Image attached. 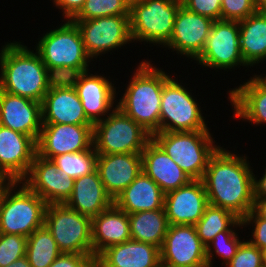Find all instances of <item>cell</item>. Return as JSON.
Wrapping results in <instances>:
<instances>
[{"mask_svg":"<svg viewBox=\"0 0 266 267\" xmlns=\"http://www.w3.org/2000/svg\"><path fill=\"white\" fill-rule=\"evenodd\" d=\"M221 145L212 154L202 182L210 205L224 208L243 219L253 208V167L246 154Z\"/></svg>","mask_w":266,"mask_h":267,"instance_id":"obj_1","label":"cell"},{"mask_svg":"<svg viewBox=\"0 0 266 267\" xmlns=\"http://www.w3.org/2000/svg\"><path fill=\"white\" fill-rule=\"evenodd\" d=\"M56 78L39 54L20 41L0 49V90L42 103Z\"/></svg>","mask_w":266,"mask_h":267,"instance_id":"obj_2","label":"cell"},{"mask_svg":"<svg viewBox=\"0 0 266 267\" xmlns=\"http://www.w3.org/2000/svg\"><path fill=\"white\" fill-rule=\"evenodd\" d=\"M152 62L144 59L138 63L127 86L124 85V93L117 99V107L151 136L160 132L161 94L171 77Z\"/></svg>","mask_w":266,"mask_h":267,"instance_id":"obj_3","label":"cell"},{"mask_svg":"<svg viewBox=\"0 0 266 267\" xmlns=\"http://www.w3.org/2000/svg\"><path fill=\"white\" fill-rule=\"evenodd\" d=\"M56 27L43 33L34 48L49 72L56 79H67L90 70L89 65L92 66L93 60L86 52L76 23L62 20Z\"/></svg>","mask_w":266,"mask_h":267,"instance_id":"obj_4","label":"cell"},{"mask_svg":"<svg viewBox=\"0 0 266 267\" xmlns=\"http://www.w3.org/2000/svg\"><path fill=\"white\" fill-rule=\"evenodd\" d=\"M152 138L192 180L202 179L210 157L220 146L209 130L157 132Z\"/></svg>","mask_w":266,"mask_h":267,"instance_id":"obj_5","label":"cell"},{"mask_svg":"<svg viewBox=\"0 0 266 267\" xmlns=\"http://www.w3.org/2000/svg\"><path fill=\"white\" fill-rule=\"evenodd\" d=\"M181 5L176 0H131L129 19L134 44L144 41V46L146 42L163 48L171 38Z\"/></svg>","mask_w":266,"mask_h":267,"instance_id":"obj_6","label":"cell"},{"mask_svg":"<svg viewBox=\"0 0 266 267\" xmlns=\"http://www.w3.org/2000/svg\"><path fill=\"white\" fill-rule=\"evenodd\" d=\"M185 85L189 84H184L178 78L174 79L172 75L164 83L161 94L160 132L211 130L197 98Z\"/></svg>","mask_w":266,"mask_h":267,"instance_id":"obj_7","label":"cell"},{"mask_svg":"<svg viewBox=\"0 0 266 267\" xmlns=\"http://www.w3.org/2000/svg\"><path fill=\"white\" fill-rule=\"evenodd\" d=\"M47 203L16 181L5 193L0 207V233L29 237L44 226Z\"/></svg>","mask_w":266,"mask_h":267,"instance_id":"obj_8","label":"cell"},{"mask_svg":"<svg viewBox=\"0 0 266 267\" xmlns=\"http://www.w3.org/2000/svg\"><path fill=\"white\" fill-rule=\"evenodd\" d=\"M151 138L118 107L93 125V147L97 154L142 153Z\"/></svg>","mask_w":266,"mask_h":267,"instance_id":"obj_9","label":"cell"},{"mask_svg":"<svg viewBox=\"0 0 266 267\" xmlns=\"http://www.w3.org/2000/svg\"><path fill=\"white\" fill-rule=\"evenodd\" d=\"M44 226L62 253L93 255L92 218L65 204H47Z\"/></svg>","mask_w":266,"mask_h":267,"instance_id":"obj_10","label":"cell"},{"mask_svg":"<svg viewBox=\"0 0 266 267\" xmlns=\"http://www.w3.org/2000/svg\"><path fill=\"white\" fill-rule=\"evenodd\" d=\"M72 21L78 26L86 52L93 62L108 52L112 54L133 43L129 15Z\"/></svg>","mask_w":266,"mask_h":267,"instance_id":"obj_11","label":"cell"},{"mask_svg":"<svg viewBox=\"0 0 266 267\" xmlns=\"http://www.w3.org/2000/svg\"><path fill=\"white\" fill-rule=\"evenodd\" d=\"M194 61L200 67L211 68L215 72L219 69L224 72L235 70V67L241 66L250 68L240 51L239 22L214 21L203 51Z\"/></svg>","mask_w":266,"mask_h":267,"instance_id":"obj_12","label":"cell"},{"mask_svg":"<svg viewBox=\"0 0 266 267\" xmlns=\"http://www.w3.org/2000/svg\"><path fill=\"white\" fill-rule=\"evenodd\" d=\"M90 71L72 75L67 80L75 88L87 118L95 124L117 107L116 98L121 91H116L119 87L114 86L110 76Z\"/></svg>","mask_w":266,"mask_h":267,"instance_id":"obj_13","label":"cell"},{"mask_svg":"<svg viewBox=\"0 0 266 267\" xmlns=\"http://www.w3.org/2000/svg\"><path fill=\"white\" fill-rule=\"evenodd\" d=\"M160 262L168 267H197L207 264L206 246L194 225H169L160 248Z\"/></svg>","mask_w":266,"mask_h":267,"instance_id":"obj_14","label":"cell"},{"mask_svg":"<svg viewBox=\"0 0 266 267\" xmlns=\"http://www.w3.org/2000/svg\"><path fill=\"white\" fill-rule=\"evenodd\" d=\"M36 145L37 155L48 160L88 150L93 147V125L42 123Z\"/></svg>","mask_w":266,"mask_h":267,"instance_id":"obj_15","label":"cell"},{"mask_svg":"<svg viewBox=\"0 0 266 267\" xmlns=\"http://www.w3.org/2000/svg\"><path fill=\"white\" fill-rule=\"evenodd\" d=\"M214 20L189 11L181 5L175 17L173 32L164 46L177 55L195 60L203 51Z\"/></svg>","mask_w":266,"mask_h":267,"instance_id":"obj_16","label":"cell"},{"mask_svg":"<svg viewBox=\"0 0 266 267\" xmlns=\"http://www.w3.org/2000/svg\"><path fill=\"white\" fill-rule=\"evenodd\" d=\"M21 182L47 204H65L70 198L74 179L58 170L52 160L35 155L28 174Z\"/></svg>","mask_w":266,"mask_h":267,"instance_id":"obj_17","label":"cell"},{"mask_svg":"<svg viewBox=\"0 0 266 267\" xmlns=\"http://www.w3.org/2000/svg\"><path fill=\"white\" fill-rule=\"evenodd\" d=\"M42 123L94 125L67 79H56L41 103Z\"/></svg>","mask_w":266,"mask_h":267,"instance_id":"obj_18","label":"cell"},{"mask_svg":"<svg viewBox=\"0 0 266 267\" xmlns=\"http://www.w3.org/2000/svg\"><path fill=\"white\" fill-rule=\"evenodd\" d=\"M37 154L36 141L25 134L0 125V174L21 181Z\"/></svg>","mask_w":266,"mask_h":267,"instance_id":"obj_19","label":"cell"},{"mask_svg":"<svg viewBox=\"0 0 266 267\" xmlns=\"http://www.w3.org/2000/svg\"><path fill=\"white\" fill-rule=\"evenodd\" d=\"M208 205L202 180H191L187 185L164 195V209L169 225H195Z\"/></svg>","mask_w":266,"mask_h":267,"instance_id":"obj_20","label":"cell"},{"mask_svg":"<svg viewBox=\"0 0 266 267\" xmlns=\"http://www.w3.org/2000/svg\"><path fill=\"white\" fill-rule=\"evenodd\" d=\"M0 125L37 142L42 128L41 103L0 90Z\"/></svg>","mask_w":266,"mask_h":267,"instance_id":"obj_21","label":"cell"},{"mask_svg":"<svg viewBox=\"0 0 266 267\" xmlns=\"http://www.w3.org/2000/svg\"><path fill=\"white\" fill-rule=\"evenodd\" d=\"M96 170L105 191L113 199L142 171L141 153L98 154Z\"/></svg>","mask_w":266,"mask_h":267,"instance_id":"obj_22","label":"cell"},{"mask_svg":"<svg viewBox=\"0 0 266 267\" xmlns=\"http://www.w3.org/2000/svg\"><path fill=\"white\" fill-rule=\"evenodd\" d=\"M141 155L142 171L154 180L164 193L187 185L192 180L153 138L147 142Z\"/></svg>","mask_w":266,"mask_h":267,"instance_id":"obj_23","label":"cell"},{"mask_svg":"<svg viewBox=\"0 0 266 267\" xmlns=\"http://www.w3.org/2000/svg\"><path fill=\"white\" fill-rule=\"evenodd\" d=\"M160 248L136 240L105 249L95 260L96 267H158Z\"/></svg>","mask_w":266,"mask_h":267,"instance_id":"obj_24","label":"cell"},{"mask_svg":"<svg viewBox=\"0 0 266 267\" xmlns=\"http://www.w3.org/2000/svg\"><path fill=\"white\" fill-rule=\"evenodd\" d=\"M130 239L128 214L114 203L92 218V247L95 259L108 247Z\"/></svg>","mask_w":266,"mask_h":267,"instance_id":"obj_25","label":"cell"},{"mask_svg":"<svg viewBox=\"0 0 266 267\" xmlns=\"http://www.w3.org/2000/svg\"><path fill=\"white\" fill-rule=\"evenodd\" d=\"M231 89V90H230ZM227 91L228 101L233 107V118L257 126L266 124V88L253 76ZM263 124V125H262ZM262 125V126H261Z\"/></svg>","mask_w":266,"mask_h":267,"instance_id":"obj_26","label":"cell"},{"mask_svg":"<svg viewBox=\"0 0 266 267\" xmlns=\"http://www.w3.org/2000/svg\"><path fill=\"white\" fill-rule=\"evenodd\" d=\"M113 204L105 191L98 171L74 180L73 191L65 205L90 218L97 216Z\"/></svg>","mask_w":266,"mask_h":267,"instance_id":"obj_27","label":"cell"},{"mask_svg":"<svg viewBox=\"0 0 266 267\" xmlns=\"http://www.w3.org/2000/svg\"><path fill=\"white\" fill-rule=\"evenodd\" d=\"M164 195L159 185L141 171L113 203L127 214L158 210L164 209Z\"/></svg>","mask_w":266,"mask_h":267,"instance_id":"obj_28","label":"cell"},{"mask_svg":"<svg viewBox=\"0 0 266 267\" xmlns=\"http://www.w3.org/2000/svg\"><path fill=\"white\" fill-rule=\"evenodd\" d=\"M239 38L241 55L250 68L266 61V11L240 21Z\"/></svg>","mask_w":266,"mask_h":267,"instance_id":"obj_29","label":"cell"},{"mask_svg":"<svg viewBox=\"0 0 266 267\" xmlns=\"http://www.w3.org/2000/svg\"><path fill=\"white\" fill-rule=\"evenodd\" d=\"M131 239L161 248L169 227L165 209L128 214Z\"/></svg>","mask_w":266,"mask_h":267,"instance_id":"obj_30","label":"cell"},{"mask_svg":"<svg viewBox=\"0 0 266 267\" xmlns=\"http://www.w3.org/2000/svg\"><path fill=\"white\" fill-rule=\"evenodd\" d=\"M201 242L207 246L222 231H238L242 228V220L232 212L213 205H208L200 220L194 225ZM240 229H239V228Z\"/></svg>","mask_w":266,"mask_h":267,"instance_id":"obj_31","label":"cell"},{"mask_svg":"<svg viewBox=\"0 0 266 267\" xmlns=\"http://www.w3.org/2000/svg\"><path fill=\"white\" fill-rule=\"evenodd\" d=\"M61 253L45 226L27 237L25 256L31 267H49Z\"/></svg>","mask_w":266,"mask_h":267,"instance_id":"obj_32","label":"cell"},{"mask_svg":"<svg viewBox=\"0 0 266 267\" xmlns=\"http://www.w3.org/2000/svg\"><path fill=\"white\" fill-rule=\"evenodd\" d=\"M97 152L94 147L74 153H65L51 160L58 170L64 171L74 180L96 170Z\"/></svg>","mask_w":266,"mask_h":267,"instance_id":"obj_33","label":"cell"},{"mask_svg":"<svg viewBox=\"0 0 266 267\" xmlns=\"http://www.w3.org/2000/svg\"><path fill=\"white\" fill-rule=\"evenodd\" d=\"M238 235L239 232L236 231L219 232L206 246L207 264L213 267L215 257L222 260L221 266H225L230 262L243 242Z\"/></svg>","mask_w":266,"mask_h":267,"instance_id":"obj_34","label":"cell"},{"mask_svg":"<svg viewBox=\"0 0 266 267\" xmlns=\"http://www.w3.org/2000/svg\"><path fill=\"white\" fill-rule=\"evenodd\" d=\"M131 0H85L81 11L72 20H90L99 17L130 15Z\"/></svg>","mask_w":266,"mask_h":267,"instance_id":"obj_35","label":"cell"},{"mask_svg":"<svg viewBox=\"0 0 266 267\" xmlns=\"http://www.w3.org/2000/svg\"><path fill=\"white\" fill-rule=\"evenodd\" d=\"M27 237L0 233V267H7L25 256Z\"/></svg>","mask_w":266,"mask_h":267,"instance_id":"obj_36","label":"cell"},{"mask_svg":"<svg viewBox=\"0 0 266 267\" xmlns=\"http://www.w3.org/2000/svg\"><path fill=\"white\" fill-rule=\"evenodd\" d=\"M242 240L236 255L224 267H264L263 251L245 238Z\"/></svg>","mask_w":266,"mask_h":267,"instance_id":"obj_37","label":"cell"},{"mask_svg":"<svg viewBox=\"0 0 266 267\" xmlns=\"http://www.w3.org/2000/svg\"><path fill=\"white\" fill-rule=\"evenodd\" d=\"M255 12L253 0H221V20L240 22Z\"/></svg>","mask_w":266,"mask_h":267,"instance_id":"obj_38","label":"cell"},{"mask_svg":"<svg viewBox=\"0 0 266 267\" xmlns=\"http://www.w3.org/2000/svg\"><path fill=\"white\" fill-rule=\"evenodd\" d=\"M242 225H243V228H245V227L251 228V226H252V228H254L250 232V233H252L251 237L247 240L252 245L259 248L260 250L266 249V220L260 218L253 210H251L242 219Z\"/></svg>","mask_w":266,"mask_h":267,"instance_id":"obj_39","label":"cell"},{"mask_svg":"<svg viewBox=\"0 0 266 267\" xmlns=\"http://www.w3.org/2000/svg\"><path fill=\"white\" fill-rule=\"evenodd\" d=\"M182 5L189 11L214 21L221 20V0H184Z\"/></svg>","mask_w":266,"mask_h":267,"instance_id":"obj_40","label":"cell"},{"mask_svg":"<svg viewBox=\"0 0 266 267\" xmlns=\"http://www.w3.org/2000/svg\"><path fill=\"white\" fill-rule=\"evenodd\" d=\"M93 255L61 253L49 267H96Z\"/></svg>","mask_w":266,"mask_h":267,"instance_id":"obj_41","label":"cell"},{"mask_svg":"<svg viewBox=\"0 0 266 267\" xmlns=\"http://www.w3.org/2000/svg\"><path fill=\"white\" fill-rule=\"evenodd\" d=\"M53 5L63 12V20H72L84 6L85 0H50Z\"/></svg>","mask_w":266,"mask_h":267,"instance_id":"obj_42","label":"cell"},{"mask_svg":"<svg viewBox=\"0 0 266 267\" xmlns=\"http://www.w3.org/2000/svg\"><path fill=\"white\" fill-rule=\"evenodd\" d=\"M262 174V177L258 179L253 173V198L254 199H264L266 198V167Z\"/></svg>","mask_w":266,"mask_h":267,"instance_id":"obj_43","label":"cell"},{"mask_svg":"<svg viewBox=\"0 0 266 267\" xmlns=\"http://www.w3.org/2000/svg\"><path fill=\"white\" fill-rule=\"evenodd\" d=\"M252 210L262 219L266 220V198L254 199Z\"/></svg>","mask_w":266,"mask_h":267,"instance_id":"obj_44","label":"cell"},{"mask_svg":"<svg viewBox=\"0 0 266 267\" xmlns=\"http://www.w3.org/2000/svg\"><path fill=\"white\" fill-rule=\"evenodd\" d=\"M16 181L11 180V179H3L0 182V207H1V203L3 200V197L6 193V191L15 183Z\"/></svg>","mask_w":266,"mask_h":267,"instance_id":"obj_45","label":"cell"},{"mask_svg":"<svg viewBox=\"0 0 266 267\" xmlns=\"http://www.w3.org/2000/svg\"><path fill=\"white\" fill-rule=\"evenodd\" d=\"M7 267H31L26 256H23L20 259H17L15 262L9 264Z\"/></svg>","mask_w":266,"mask_h":267,"instance_id":"obj_46","label":"cell"},{"mask_svg":"<svg viewBox=\"0 0 266 267\" xmlns=\"http://www.w3.org/2000/svg\"><path fill=\"white\" fill-rule=\"evenodd\" d=\"M257 11H266V0H253Z\"/></svg>","mask_w":266,"mask_h":267,"instance_id":"obj_47","label":"cell"},{"mask_svg":"<svg viewBox=\"0 0 266 267\" xmlns=\"http://www.w3.org/2000/svg\"><path fill=\"white\" fill-rule=\"evenodd\" d=\"M262 86H264L265 88H266V74L264 73V75H263V73L262 74H255L254 73V75H252Z\"/></svg>","mask_w":266,"mask_h":267,"instance_id":"obj_48","label":"cell"},{"mask_svg":"<svg viewBox=\"0 0 266 267\" xmlns=\"http://www.w3.org/2000/svg\"><path fill=\"white\" fill-rule=\"evenodd\" d=\"M262 251H263V264H264V267H266V249Z\"/></svg>","mask_w":266,"mask_h":267,"instance_id":"obj_49","label":"cell"},{"mask_svg":"<svg viewBox=\"0 0 266 267\" xmlns=\"http://www.w3.org/2000/svg\"><path fill=\"white\" fill-rule=\"evenodd\" d=\"M197 267H211L209 264H204V265H200V266H197Z\"/></svg>","mask_w":266,"mask_h":267,"instance_id":"obj_50","label":"cell"},{"mask_svg":"<svg viewBox=\"0 0 266 267\" xmlns=\"http://www.w3.org/2000/svg\"><path fill=\"white\" fill-rule=\"evenodd\" d=\"M158 267H168V266H165V265H163V264H160Z\"/></svg>","mask_w":266,"mask_h":267,"instance_id":"obj_51","label":"cell"},{"mask_svg":"<svg viewBox=\"0 0 266 267\" xmlns=\"http://www.w3.org/2000/svg\"><path fill=\"white\" fill-rule=\"evenodd\" d=\"M4 178L1 176V174H0V182L3 180Z\"/></svg>","mask_w":266,"mask_h":267,"instance_id":"obj_52","label":"cell"}]
</instances>
